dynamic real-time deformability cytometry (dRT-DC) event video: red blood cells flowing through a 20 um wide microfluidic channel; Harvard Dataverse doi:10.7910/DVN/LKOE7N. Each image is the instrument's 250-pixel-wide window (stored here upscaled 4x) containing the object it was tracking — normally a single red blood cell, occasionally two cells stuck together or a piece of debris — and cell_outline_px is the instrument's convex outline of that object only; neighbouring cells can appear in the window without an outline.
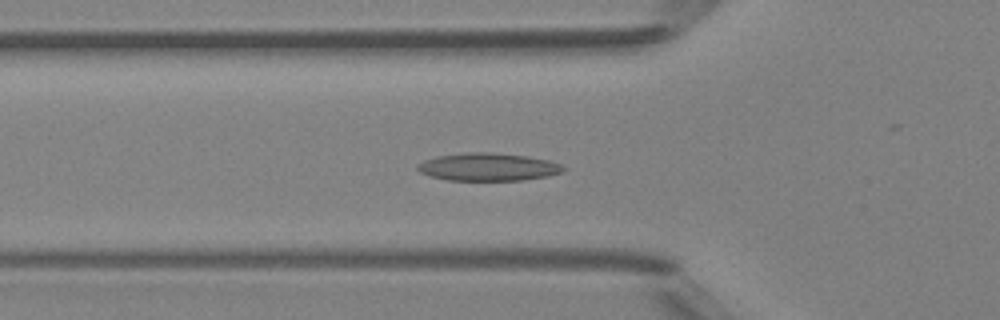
{"species": "Egyptian fruit bat (a non-hibernating species)", "species_latin": "Rousettus aegyptiacus", "temperature_condition": "room temperature", "stored_images_in_passage": 48, "camera_frame_rate_fps": 3000, "um_per_image_px": 0.085, "animal": {"sex": "female"}, "frame": {"image": 1, "passage_image": 16, "time_ms": 5.0, "image_size_px": [1000, 320], "cell_outline_px": [[568, 168], [560, 172], [548, 176], [524, 180], [448, 180], [428, 176], [420, 172], [416, 168], [416, 164], [424, 160], [436, 156], [468, 152], [492, 152], [528, 156], [548, 160], [560, 164]], "centroid_in_image_um": [41.46, 14.18], "position_along_channel_um": 84.3, "area_um2": 23.76}}
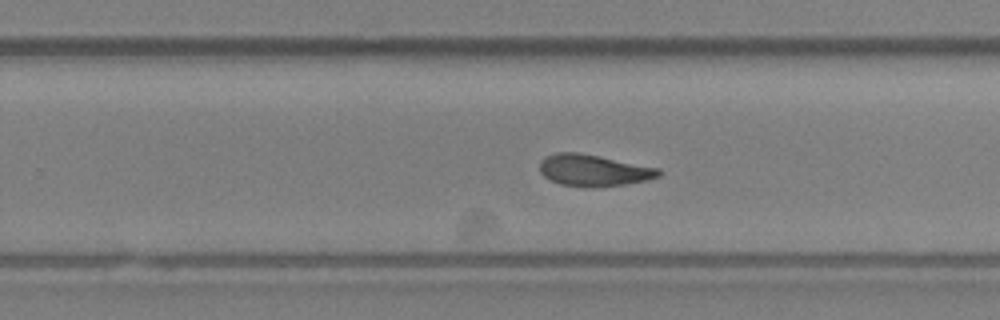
{"frame": {"image": 2, "passage_image": 30, "time_ms": 9.667, "image_size_px": [1000, 320], "cell_outline_px": [[660, 176], [648, 180], [624, 184], [584, 188], [560, 184], [544, 176], [540, 172], [540, 160], [544, 156], [556, 152], [576, 152], [660, 168]], "centroid_in_image_um": [50.42, 14.48], "position_along_channel_um": 279.4, "area_um2": 21.85}}
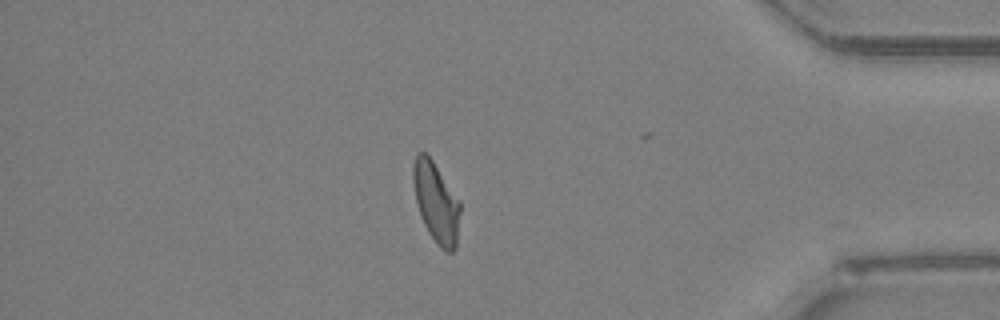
{"frame": {"image": 3, "passage_image": 41, "time_ms": 13.333, "image_size_px": [1000, 320], "cell_outline_px": [[460, 212], [456, 248], [452, 252], [448, 252], [440, 248], [428, 232], [424, 224], [416, 204], [412, 180], [412, 168], [416, 152], [424, 152], [432, 160], [460, 200]], "centroid_in_image_um": [37.06, 17.2], "position_along_channel_um": 398.1, "area_um2": 22.08}, "authors_computed_cell_mechanics": {"area_um2": 22.1085, "velocity_mm_per_s": 4.191, "shape_relaxation_time_tau1_ms": null, "shape_relaxation_time_tau2_ms": 3.1506, "deformation_change_tau1": null, "deformation_change_tau2": 0.0923}}